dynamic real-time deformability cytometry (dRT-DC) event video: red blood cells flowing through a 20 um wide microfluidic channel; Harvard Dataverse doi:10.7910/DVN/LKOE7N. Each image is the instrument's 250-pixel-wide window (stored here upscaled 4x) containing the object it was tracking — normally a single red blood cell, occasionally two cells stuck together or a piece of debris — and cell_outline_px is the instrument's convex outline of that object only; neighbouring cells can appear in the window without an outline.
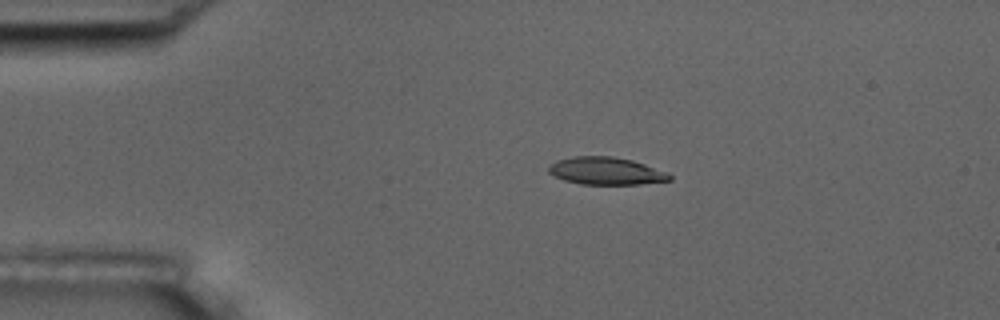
{"species": "common noctule bat (a hibernating species)", "species_latin": "Nyctalus noctula", "temperature_condition": "room temperature", "stored_images_in_passage": 3, "camera_frame_rate_fps": 3000, "um_per_image_px": 0.085, "animal": {"sex": "male", "body_mass_g": 17.5, "forearm_length_mm": 52.3}, "frame": {"image": 1, "passage_image": 3, "time_ms": 3.333, "image_size_px": [1000, 320], "cell_outline_px": [[672, 180], [640, 184], [580, 184], [564, 180], [548, 172], [548, 164], [556, 160], [572, 156], [612, 156], [632, 160], [668, 172], [672, 176]], "centroid_in_image_um": [51.5, 14.52], "position_along_channel_um": 33.5, "area_um2": 19.48}}